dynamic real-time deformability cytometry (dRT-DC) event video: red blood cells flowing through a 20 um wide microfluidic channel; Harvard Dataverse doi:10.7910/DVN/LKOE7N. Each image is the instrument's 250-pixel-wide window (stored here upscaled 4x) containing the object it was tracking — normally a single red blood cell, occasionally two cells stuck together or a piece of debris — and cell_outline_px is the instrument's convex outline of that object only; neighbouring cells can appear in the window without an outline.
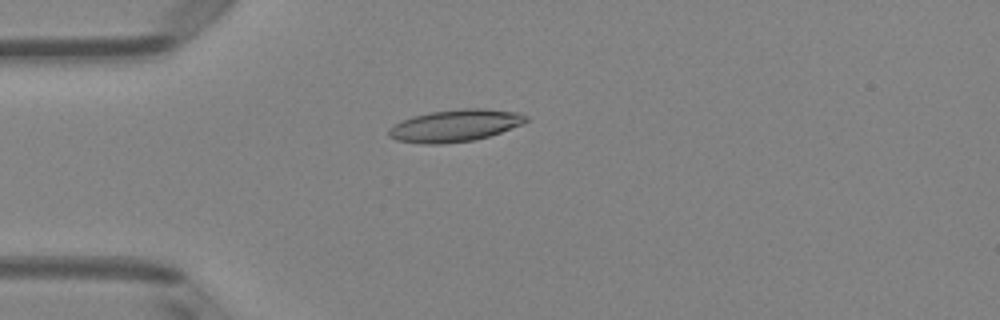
{"species": "Egyptian fruit bat (a non-hibernating species)", "species_latin": "Rousettus aegyptiacus", "temperature_condition": "room temperature", "stored_images_in_passage": 33, "camera_frame_rate_fps": 3000, "um_per_image_px": 0.085, "animal": {"sex": "female"}, "frame": {"image": 1, "passage_image": 3, "time_ms": 0.667, "image_size_px": [1000, 320], "cell_outline_px": [[528, 120], [524, 124], [488, 136], [472, 140], [444, 144], [424, 144], [396, 140], [388, 136], [388, 128], [404, 120], [416, 116], [432, 112], [464, 108], [484, 108], [520, 112], [528, 116]], "centroid_in_image_um": [38.73, 10.67], "position_along_channel_um": 46.3, "area_um2": 25.55}}
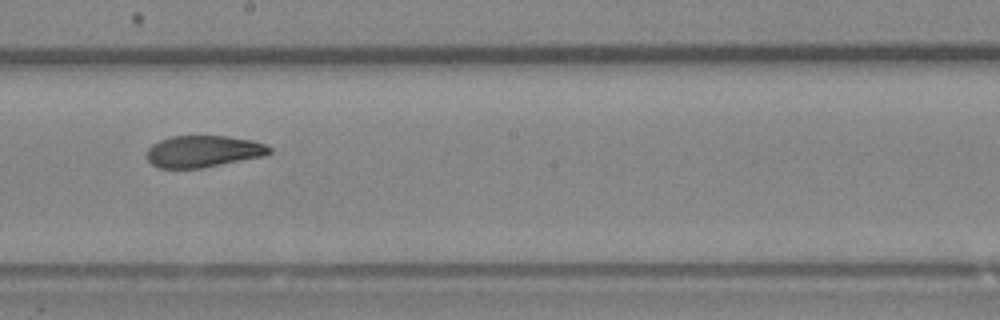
{"frame": {"image": 2, "passage_image": 18, "time_ms": 5.667, "image_size_px": [1000, 320], "cell_outline_px": [[272, 152], [264, 156], [200, 168], [160, 168], [152, 164], [148, 160], [148, 148], [152, 144], [160, 140], [172, 136], [228, 136], [252, 140], [264, 144], [272, 148]], "centroid_in_image_um": [17.29, 12.86], "position_along_channel_um": 230.9, "area_um2": 22.54}}
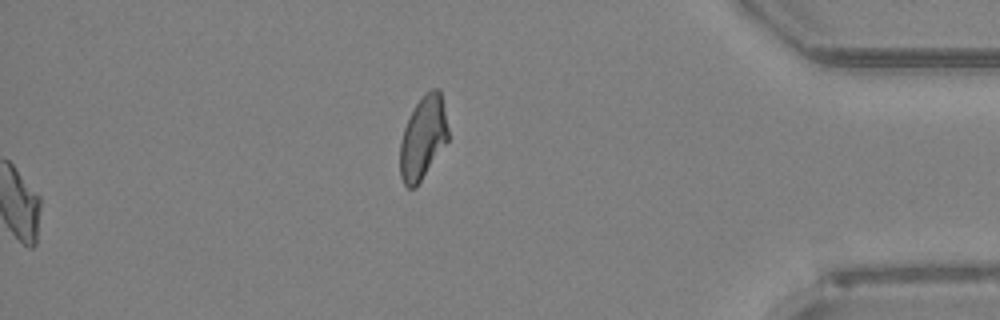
{"frame": {"image": 3, "passage_image": 33, "time_ms": 10.667, "image_size_px": [1000, 320], "cell_outline_px": [[448, 140], [416, 188], [408, 188], [404, 184], [400, 176], [400, 140], [404, 128], [416, 104], [424, 92], [432, 88], [440, 88], [448, 128]], "centroid_in_image_um": [35.95, 11.7], "position_along_channel_um": 399.2, "area_um2": 23.24}, "authors_computed_cell_mechanics": {"area_um2": 23.987, "velocity_mm_per_s": 4.0477, "shape_relaxation_time_tau1_ms": 5.6551, "shape_relaxation_time_tau2_ms": 2.6284, "deformation_change_tau1": 0.161, "deformation_change_tau2": 0.0957}}